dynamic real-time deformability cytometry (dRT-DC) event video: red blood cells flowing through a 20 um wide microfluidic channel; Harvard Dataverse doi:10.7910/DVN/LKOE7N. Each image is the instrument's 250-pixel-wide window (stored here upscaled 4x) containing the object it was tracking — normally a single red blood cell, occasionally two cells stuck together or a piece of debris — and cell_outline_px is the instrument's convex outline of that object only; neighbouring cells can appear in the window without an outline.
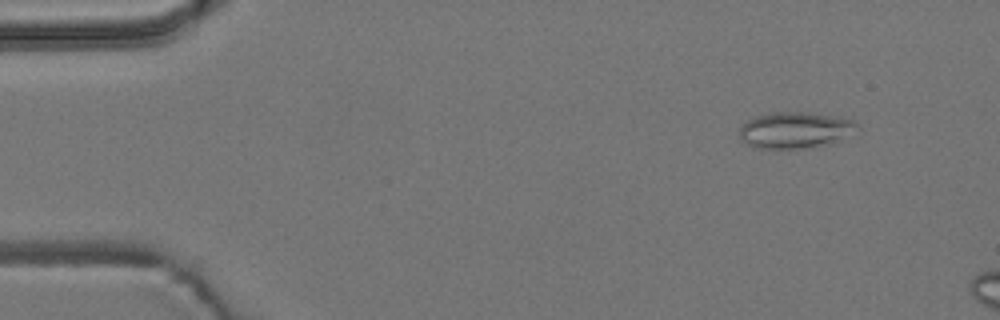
{"species": "common noctule bat (a hibernating species)", "species_latin": "Nyctalus noctula", "temperature_condition": "room temperature", "stored_images_in_passage": 4, "camera_frame_rate_fps": 3000, "um_per_image_px": 0.085, "animal": {"sex": "male", "body_mass_g": 19.2, "forearm_length_mm": 51.8}, "frame": {"image": 1, "passage_image": 2, "time_ms": 0.333, "image_size_px": [1000, 320], "cell_outline_px": [[860, 128], [840, 140], [832, 144], [804, 148], [760, 148], [748, 144], [740, 136], [740, 128], [748, 120], [756, 116], [772, 112], [804, 112], [840, 116], [856, 120]], "centroid_in_image_um": [67.68, 11.04], "position_along_channel_um": 17.3, "area_um2": 24.97}}